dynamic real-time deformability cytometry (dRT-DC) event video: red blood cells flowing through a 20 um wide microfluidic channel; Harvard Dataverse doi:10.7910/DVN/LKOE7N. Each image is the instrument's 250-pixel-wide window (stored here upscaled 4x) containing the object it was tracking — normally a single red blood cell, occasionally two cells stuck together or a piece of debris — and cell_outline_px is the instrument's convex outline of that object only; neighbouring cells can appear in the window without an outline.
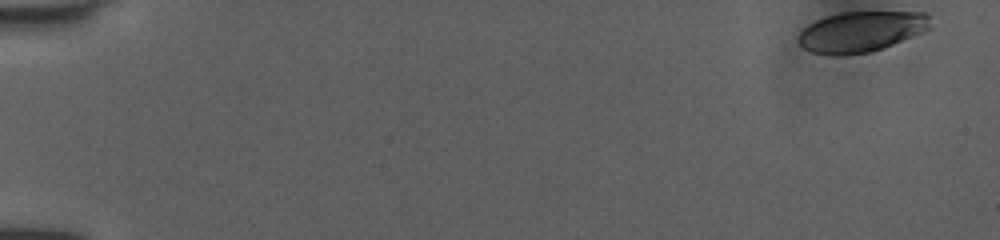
{"species": "human", "species_latin": "Homo sapiens", "temperature_condition": "room temperature", "stored_images_in_passage": 51, "camera_frame_rate_fps": 3000, "um_per_image_px": 0.085, "donor": {"sex": "female"}, "frame": {"image": 1, "passage_image": 1, "time_ms": 0.0, "image_size_px": [1000, 240], "cell_outline_px": [[932, 28], [884, 48], [872, 52], [812, 52], [804, 48], [796, 40], [800, 32], [808, 24], [816, 20], [828, 16], [844, 12], [928, 12]], "centroid_in_image_um": [73.27, 2.64], "position_along_channel_um": 11.7, "area_um2": 30.52}}
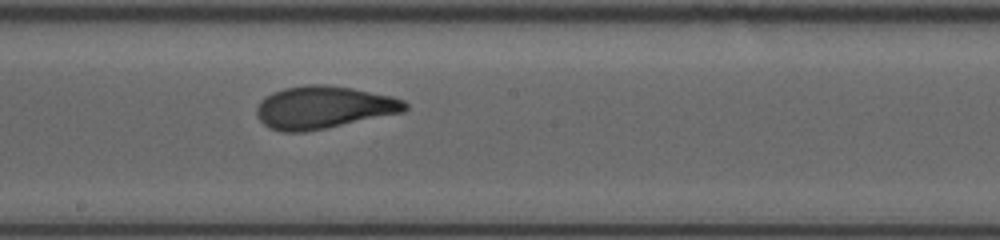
{"frame": {"image": 2, "passage_image": 29, "time_ms": 9.333, "image_size_px": [1000, 240], "cell_outline_px": [[408, 108], [404, 112], [304, 132], [280, 132], [268, 128], [256, 116], [256, 108], [260, 100], [264, 96], [272, 92], [284, 88], [308, 84], [324, 84], [352, 88], [392, 96], [404, 100], [408, 104]], "centroid_in_image_um": [27.47, 9.12], "position_along_channel_um": 220.7, "area_um2": 36.93}}
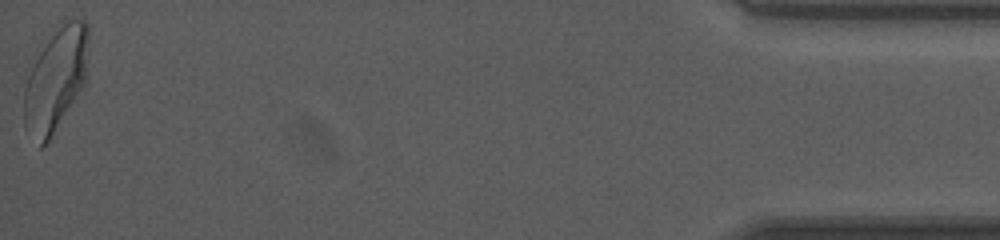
{"frame": {"image": 3, "passage_image": 51, "time_ms": 16.667, "image_size_px": [1000, 240], "cell_outline_px": [[88, 44], [84, 84], [48, 140], [40, 148], [24, 128], [24, 68], [60, 20], [64, 16], [84, 20], [88, 24]], "centroid_in_image_um": [4.65, 6.61], "position_along_channel_um": 430.5, "area_um2": 40.06}, "authors_computed_cell_mechanics": {"area_um2": 35.7204, "velocity_mm_per_s": 4.0248, "shape_relaxation_time_tau1_ms": 4.8362, "shape_relaxation_time_tau2_ms": 1.0576, "deformation_change_tau1": 0.1952, "deformation_change_tau2": 0.0795}}